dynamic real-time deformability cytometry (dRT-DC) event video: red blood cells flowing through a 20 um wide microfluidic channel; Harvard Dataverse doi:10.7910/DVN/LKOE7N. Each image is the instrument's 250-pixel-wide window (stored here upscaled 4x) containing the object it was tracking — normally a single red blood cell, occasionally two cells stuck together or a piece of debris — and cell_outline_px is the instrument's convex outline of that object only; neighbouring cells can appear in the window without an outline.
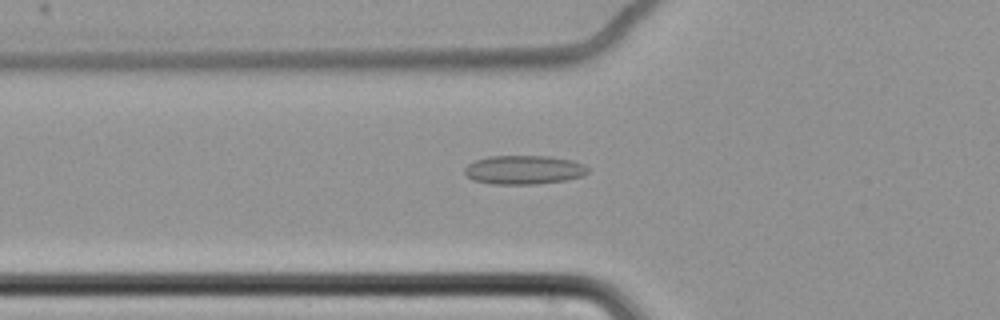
{"species": "common noctule bat (a hibernating species)", "species_latin": "Nyctalus noctula", "temperature_condition": "cold", "stored_images_in_passage": 63, "camera_frame_rate_fps": 3000, "um_per_image_px": 0.085, "animal": {"sex": "female", "body_mass_g": 22.7, "forearm_length_mm": 54.2}, "frame": {"image": 1, "passage_image": 25, "time_ms": 8.0, "image_size_px": [1000, 320], "cell_outline_px": [[588, 172], [584, 176], [564, 180], [536, 184], [492, 184], [472, 180], [464, 172], [464, 168], [468, 164], [476, 160], [488, 156], [548, 156], [572, 160], [584, 164], [588, 168]], "centroid_in_image_um": [44.53, 14.43], "position_along_channel_um": 81.3, "area_um2": 20.81}}
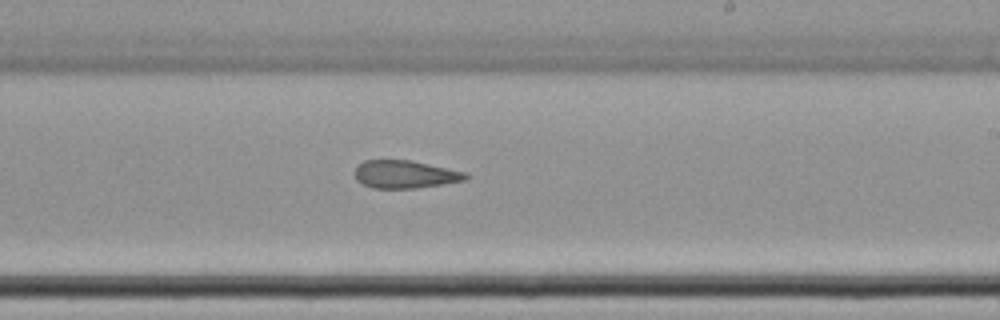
{"frame": {"image": 2, "passage_image": 40, "time_ms": 13.0, "image_size_px": [1000, 320], "cell_outline_px": [[468, 180], [416, 188], [372, 188], [356, 180], [356, 168], [364, 160], [412, 160], [468, 172]], "centroid_in_image_um": [34.49, 14.81], "position_along_channel_um": 254.5, "area_um2": 18.03}}
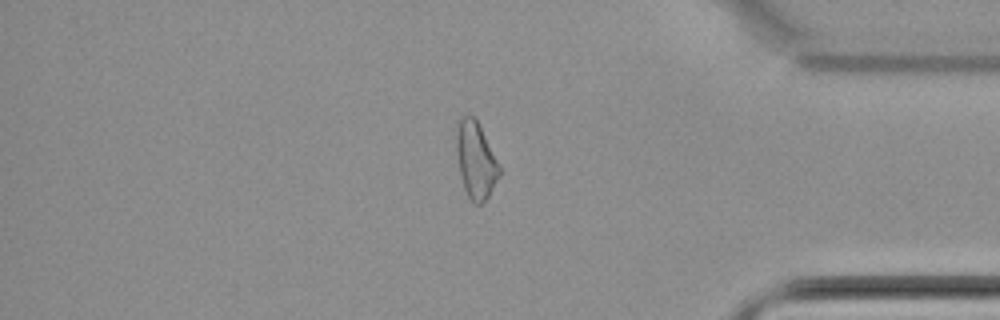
{"frame": {"image": 3, "passage_image": 54, "time_ms": 17.667, "image_size_px": [1000, 320], "cell_outline_px": [[500, 176], [488, 196], [480, 204], [472, 204], [464, 188], [460, 176], [456, 152], [456, 128], [460, 116], [472, 116], [480, 124], [500, 168]], "centroid_in_image_um": [40.42, 13.61], "position_along_channel_um": 394.8, "area_um2": 19.19}, "authors_computed_cell_mechanics": {"area_um2": 20.7502, "velocity_mm_per_s": 3.4796, "shape_relaxation_time_tau1_ms": null, "shape_relaxation_time_tau2_ms": 3.879, "deformation_change_tau1": null, "deformation_change_tau2": 0.1129}}